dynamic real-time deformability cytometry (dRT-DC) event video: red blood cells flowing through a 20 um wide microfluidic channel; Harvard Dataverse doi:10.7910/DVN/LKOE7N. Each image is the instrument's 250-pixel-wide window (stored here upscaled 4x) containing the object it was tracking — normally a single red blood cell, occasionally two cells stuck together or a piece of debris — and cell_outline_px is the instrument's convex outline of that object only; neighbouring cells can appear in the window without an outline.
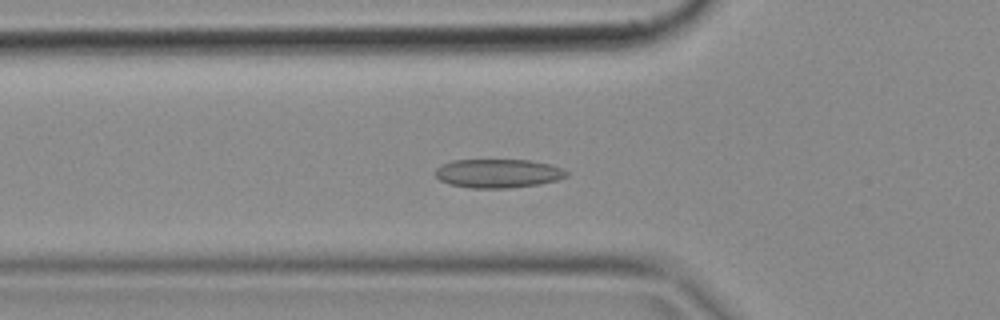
{"species": "common noctule bat (a hibernating species)", "species_latin": "Nyctalus noctula", "temperature_condition": "cold", "stored_images_in_passage": 40, "camera_frame_rate_fps": 3000, "um_per_image_px": 0.085, "animal": {"sex": "female", "body_mass_g": 18.4}, "frame": {"image": 1, "passage_image": 7, "time_ms": 2.0, "image_size_px": [1000, 320], "cell_outline_px": [[568, 176], [556, 180], [536, 184], [508, 188], [472, 188], [448, 184], [440, 180], [436, 176], [436, 168], [440, 164], [452, 160], [528, 160], [548, 164], [560, 168], [568, 172]], "centroid_in_image_um": [42.28, 14.73], "position_along_channel_um": 83.5, "area_um2": 21.85}}
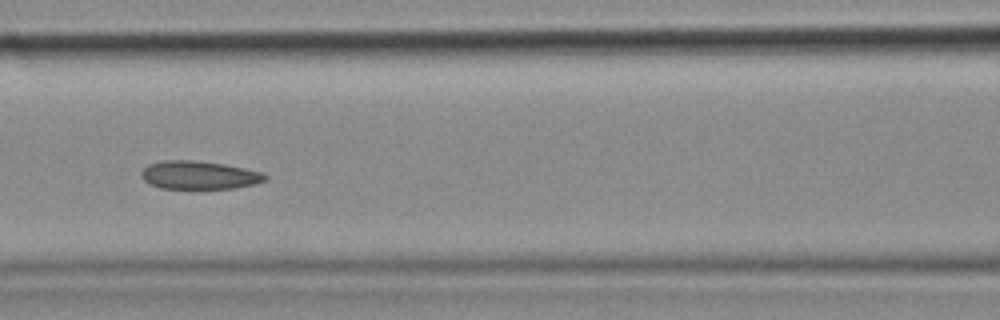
{"frame": {"image": 2, "passage_image": 12, "time_ms": 3.667, "image_size_px": [1000, 320], "cell_outline_px": [[268, 180], [256, 184], [232, 188], [160, 188], [144, 180], [140, 176], [140, 172], [148, 164], [164, 160], [196, 160], [224, 164], [264, 172], [268, 176]], "centroid_in_image_um": [16.96, 14.87], "position_along_channel_um": 149.6, "area_um2": 20.46}}